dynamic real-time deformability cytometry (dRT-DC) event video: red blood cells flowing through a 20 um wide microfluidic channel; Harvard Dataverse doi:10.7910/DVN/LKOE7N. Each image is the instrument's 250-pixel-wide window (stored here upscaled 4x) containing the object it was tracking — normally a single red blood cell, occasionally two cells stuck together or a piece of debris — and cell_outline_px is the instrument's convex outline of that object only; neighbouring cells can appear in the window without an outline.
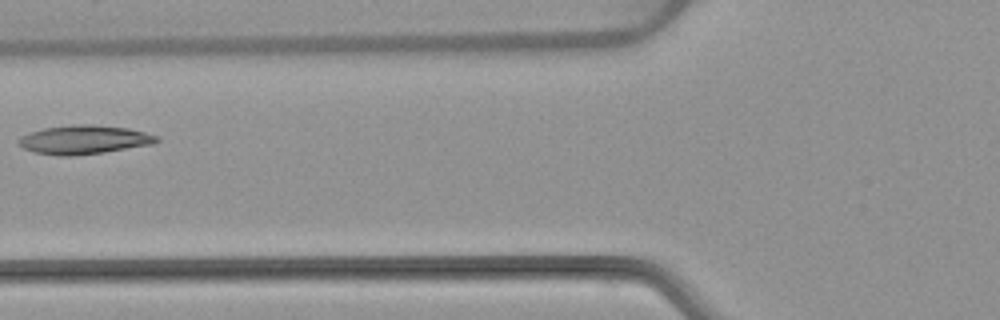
{"species": "common noctule bat (a hibernating species)", "species_latin": "Nyctalus noctula", "temperature_condition": "warm", "stored_images_in_passage": 3, "camera_frame_rate_fps": 3000, "um_per_image_px": 0.085, "animal": {"sex": "female", "body_mass_g": 22.7, "forearm_length_mm": 54.2}, "frame": {"image": 1, "passage_image": 2, "time_ms": 1.333, "image_size_px": [1000, 320], "cell_outline_px": [[160, 140], [152, 144], [104, 152], [72, 156], [56, 156], [36, 152], [24, 148], [16, 144], [16, 140], [20, 136], [44, 128], [72, 124], [92, 124], [128, 128], [160, 136]], "centroid_in_image_um": [7.13, 11.87], "position_along_channel_um": 118.7, "area_um2": 23.29}}
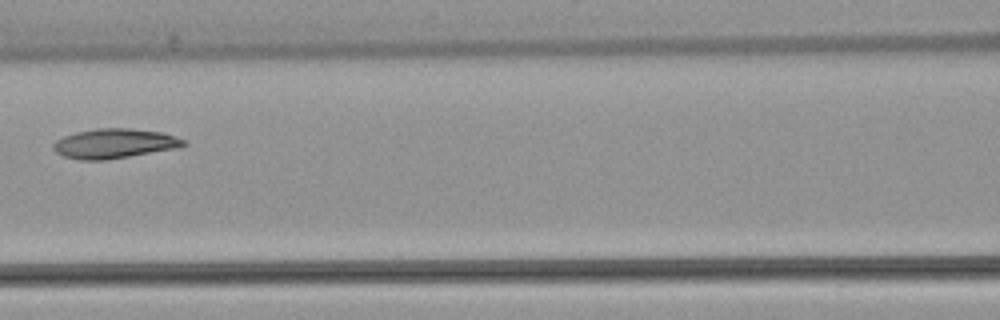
{"frame": {"image": 2, "passage_image": 3, "time_ms": 2.333, "image_size_px": [1000, 320], "cell_outline_px": [[188, 144], [180, 148], [104, 160], [80, 160], [64, 156], [56, 152], [52, 148], [52, 144], [56, 140], [64, 136], [76, 132], [96, 128], [128, 128], [160, 132], [184, 140]], "centroid_in_image_um": [9.7, 12.2], "position_along_channel_um": 156.9, "area_um2": 22.43}}